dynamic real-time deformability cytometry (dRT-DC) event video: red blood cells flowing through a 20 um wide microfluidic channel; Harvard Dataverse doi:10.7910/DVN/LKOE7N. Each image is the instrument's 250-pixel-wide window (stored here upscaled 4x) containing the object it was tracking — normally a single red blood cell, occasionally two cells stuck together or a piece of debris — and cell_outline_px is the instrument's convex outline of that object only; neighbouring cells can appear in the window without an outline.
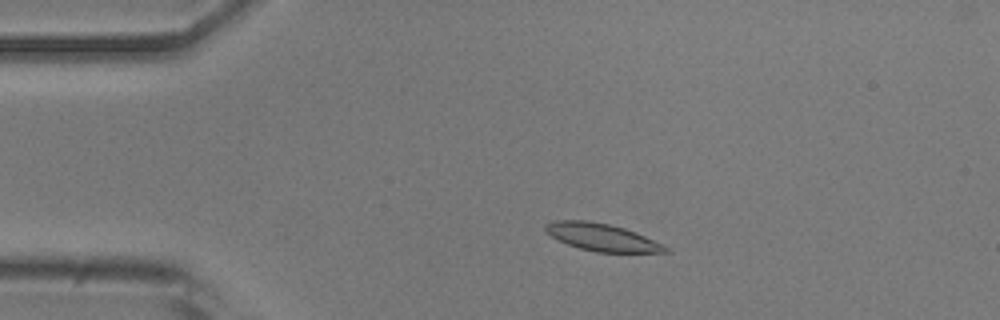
{"species": "common noctule bat (a hibernating species)", "species_latin": "Nyctalus noctula", "temperature_condition": "room temperature", "stored_images_in_passage": 44, "camera_frame_rate_fps": 3000, "um_per_image_px": 0.085, "animal": {"sex": "male", "body_mass_g": 20.5, "forearm_length_mm": 52.5}, "frame": {"image": 1, "passage_image": 9, "time_ms": 2.667, "image_size_px": [1000, 320], "cell_outline_px": [[672, 252], [596, 252], [580, 248], [568, 244], [552, 236], [544, 228], [544, 224], [552, 220], [588, 220], [608, 224], [624, 228], [636, 232], [664, 244]], "centroid_in_image_um": [51.18, 20.15], "position_along_channel_um": 33.8, "area_um2": 19.07}}
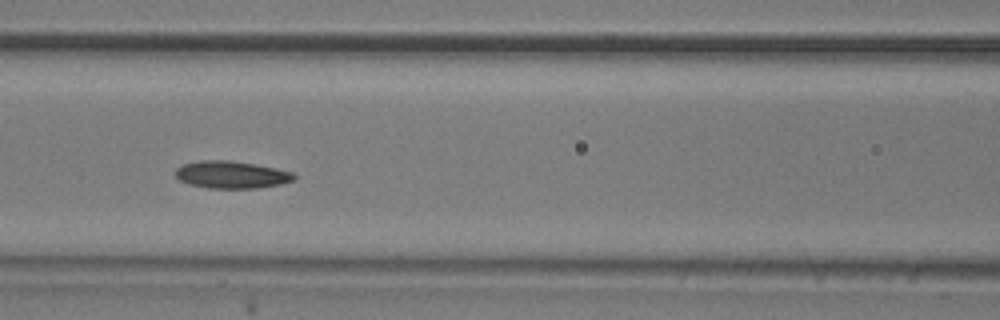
{"frame": {"image": 2, "passage_image": 21, "time_ms": 6.667, "image_size_px": [1000, 320], "cell_outline_px": [[296, 180], [280, 184], [256, 188], [208, 188], [188, 184], [180, 180], [176, 176], [176, 168], [184, 164], [200, 160], [228, 160], [276, 168], [292, 172], [296, 176]], "centroid_in_image_um": [19.68, 14.85], "position_along_channel_um": 146.9, "area_um2": 18.79}}
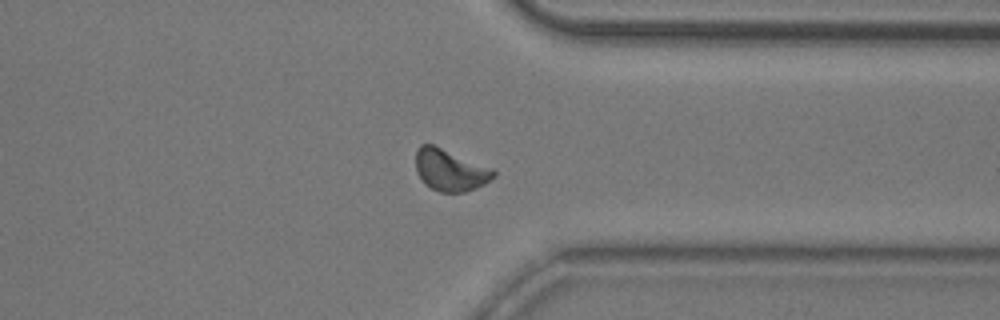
{"frame": {"image": 3, "passage_image": 39, "time_ms": 12.667, "image_size_px": [1000, 320], "cell_outline_px": [[496, 176], [484, 184], [476, 188], [464, 192], [440, 192], [424, 184], [416, 172], [416, 148], [420, 144], [432, 144], [492, 168], [496, 172]], "centroid_in_image_um": [38.24, 14.46], "position_along_channel_um": 373.2, "area_um2": 18.9}, "authors_computed_cell_mechanics": {"area_um2": 18.785, "velocity_mm_per_s": 3.8211, "shape_relaxation_time_tau1_ms": 7.2157, "shape_relaxation_time_tau2_ms": null, "deformation_change_tau1": 0.1487, "deformation_change_tau2": null}}